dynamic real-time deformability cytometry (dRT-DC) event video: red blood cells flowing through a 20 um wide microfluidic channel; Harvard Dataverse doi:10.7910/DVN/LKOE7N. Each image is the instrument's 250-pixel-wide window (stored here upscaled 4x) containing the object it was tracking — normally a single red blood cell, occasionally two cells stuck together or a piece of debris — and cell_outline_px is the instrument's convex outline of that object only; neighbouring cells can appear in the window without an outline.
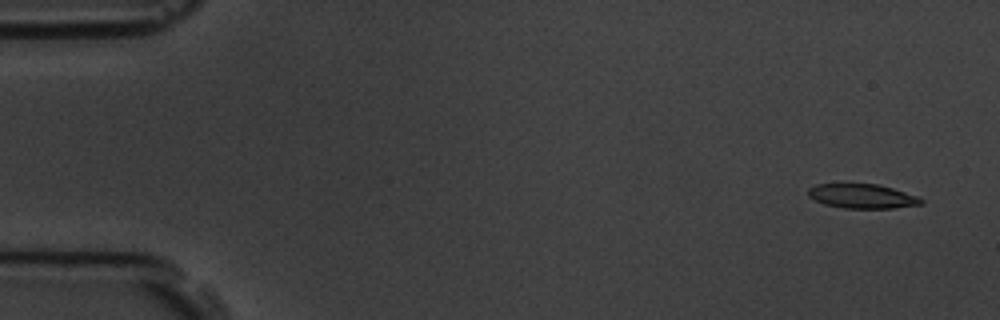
{"species": "common noctule bat (a hibernating species)", "species_latin": "Nyctalus noctula", "temperature_condition": "room temperature", "stored_images_in_passage": 4, "camera_frame_rate_fps": 3000, "um_per_image_px": 0.085, "animal": {"sex": "male", "body_mass_g": 19.5, "forearm_length_mm": 54.6}, "frame": {"image": 1, "passage_image": 1, "time_ms": 0.0, "image_size_px": [1000, 320], "cell_outline_px": [[924, 204], [892, 208], [844, 208], [824, 204], [808, 196], [808, 188], [816, 184], [844, 180], [876, 184], [892, 188], [920, 196], [924, 200]], "centroid_in_image_um": [73.25, 16.62], "position_along_channel_um": 11.7, "area_um2": 16.94}}